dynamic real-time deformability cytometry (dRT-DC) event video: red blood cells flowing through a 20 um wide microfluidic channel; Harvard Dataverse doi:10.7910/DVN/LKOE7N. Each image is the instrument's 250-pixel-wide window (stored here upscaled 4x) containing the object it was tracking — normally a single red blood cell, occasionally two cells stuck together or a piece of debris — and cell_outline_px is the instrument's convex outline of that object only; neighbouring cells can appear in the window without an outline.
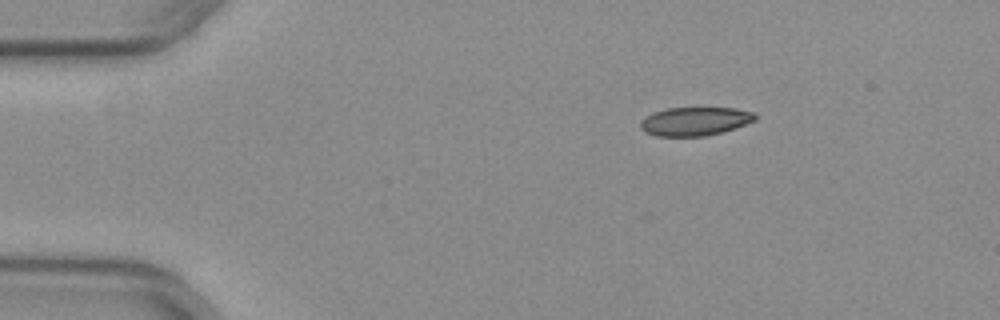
{"species": "common noctule bat (a hibernating species)", "species_latin": "Nyctalus noctula", "temperature_condition": "warm", "stored_images_in_passage": 37, "camera_frame_rate_fps": 3000, "um_per_image_px": 0.085, "animal": {"sex": "female", "body_mass_g": 29.2, "forearm_length_mm": 56.3}, "frame": {"image": 1, "passage_image": 1, "time_ms": 0.0, "image_size_px": [1000, 320], "cell_outline_px": [[756, 120], [720, 132], [704, 136], [656, 136], [644, 132], [640, 128], [640, 120], [644, 116], [652, 112], [668, 108], [736, 108], [756, 112]], "centroid_in_image_um": [59.02, 10.3], "position_along_channel_um": 26.0, "area_um2": 19.13}}
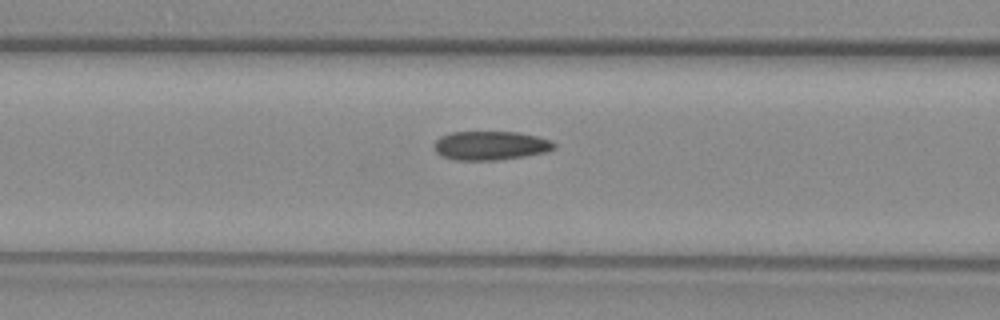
{"frame": {"image": 2, "passage_image": 14, "time_ms": 4.333, "image_size_px": [1000, 320], "cell_outline_px": [[556, 148], [544, 152], [524, 156], [496, 160], [456, 160], [440, 156], [436, 152], [432, 144], [440, 136], [452, 132], [516, 132], [536, 136], [552, 140], [556, 144]], "centroid_in_image_um": [41.66, 12.37], "position_along_channel_um": 124.9, "area_um2": 20.29}}
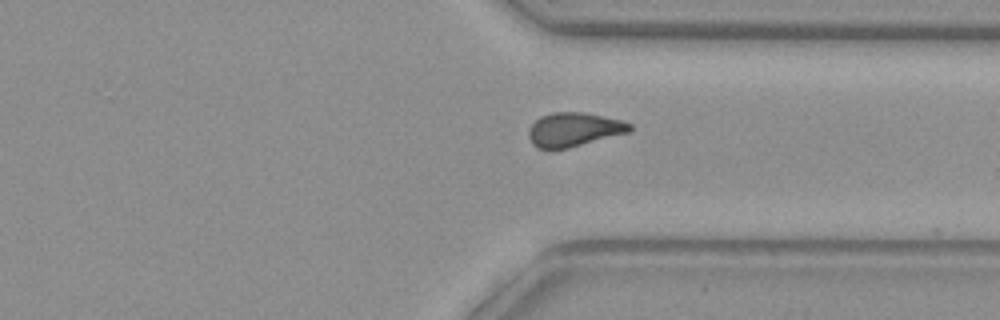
{"frame": {"image": 3, "passage_image": 32, "time_ms": 10.333, "image_size_px": [1000, 320], "cell_outline_px": [[632, 128], [628, 132], [568, 148], [536, 148], [532, 144], [528, 136], [528, 132], [532, 124], [540, 116], [552, 112], [584, 112], [620, 120], [632, 124]], "centroid_in_image_um": [48.75, 11.0], "position_along_channel_um": 362.7, "area_um2": 19.77}, "authors_computed_cell_mechanics": {"area_um2": 20.2878, "velocity_mm_per_s": 3.9628, "shape_relaxation_time_tau1_ms": 9.9134, "shape_relaxation_time_tau2_ms": 2.2661, "deformation_change_tau1": 0.1816, "deformation_change_tau2": 0.067}}